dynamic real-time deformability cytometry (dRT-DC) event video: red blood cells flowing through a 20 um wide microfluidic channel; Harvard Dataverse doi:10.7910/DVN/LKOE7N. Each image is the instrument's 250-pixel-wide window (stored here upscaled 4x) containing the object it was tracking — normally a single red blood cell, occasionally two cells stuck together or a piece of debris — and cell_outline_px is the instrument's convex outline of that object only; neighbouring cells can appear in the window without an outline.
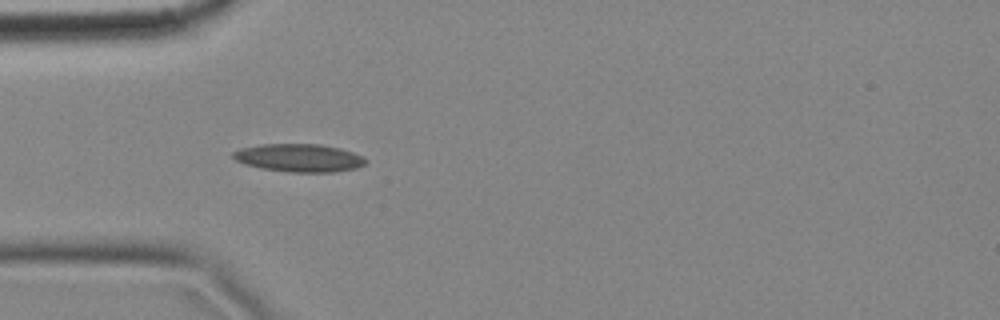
{"species": "common noctule bat (a hibernating species)", "species_latin": "Nyctalus noctula", "temperature_condition": "cold", "stored_images_in_passage": 5, "segment_of_instrument_passage": [2, 2], "camera_frame_rate_fps": 3000, "um_per_image_px": 0.085, "animal": {"sex": "female", "body_mass_g": 18.4}, "frame": {"image": 1, "passage_image": 4, "time_ms": 1.0, "image_size_px": [1000, 320], "cell_outline_px": [[368, 160], [364, 164], [356, 168], [332, 172], [288, 172], [260, 168], [244, 164], [236, 160], [232, 156], [232, 152], [240, 148], [260, 144], [320, 144], [340, 148], [364, 156]], "centroid_in_image_um": [25.41, 13.41], "position_along_channel_um": 59.6, "area_um2": 21.73}}
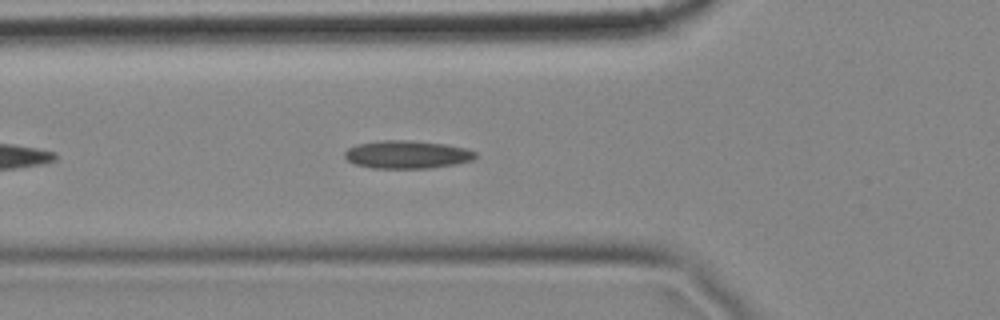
{"frame": {"image": 2, "passage_image": 5, "time_ms": 1.333, "image_size_px": [1000, 320], "cell_outline_px": [[476, 156], [472, 160], [456, 164], [428, 168], [372, 168], [356, 164], [348, 160], [344, 156], [344, 152], [348, 148], [356, 144], [380, 140], [408, 140], [448, 144], [464, 148], [476, 152]], "centroid_in_image_um": [34.59, 13.13], "position_along_channel_um": 91.2, "area_um2": 21.33}}